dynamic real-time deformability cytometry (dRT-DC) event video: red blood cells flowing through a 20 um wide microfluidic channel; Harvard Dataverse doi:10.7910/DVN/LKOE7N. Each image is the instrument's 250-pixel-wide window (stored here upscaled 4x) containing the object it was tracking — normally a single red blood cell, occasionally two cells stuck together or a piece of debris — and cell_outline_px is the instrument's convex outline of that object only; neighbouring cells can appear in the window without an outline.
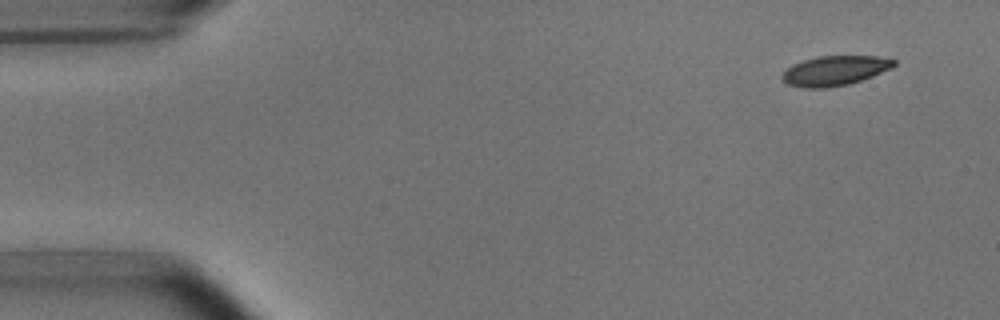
{"species": "common noctule bat (a hibernating species)", "species_latin": "Nyctalus noctula", "temperature_condition": "room temperature", "stored_images_in_passage": 4, "camera_frame_rate_fps": 3000, "um_per_image_px": 0.085, "animal": {"sex": "male", "body_mass_g": 15.6}, "frame": {"image": 1, "passage_image": 1, "time_ms": 0.0, "image_size_px": [1000, 320], "cell_outline_px": [[896, 64], [892, 68], [872, 76], [848, 84], [824, 88], [804, 88], [788, 84], [780, 76], [792, 64], [816, 56], [876, 56], [896, 60]], "centroid_in_image_um": [70.96, 6.0], "position_along_channel_um": 14.0, "area_um2": 19.25}}
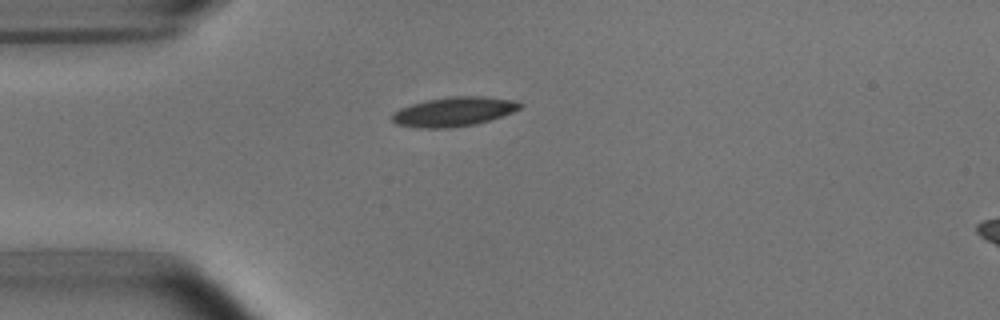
{"frame": {"image": 2, "passage_image": 4, "time_ms": 3.333, "image_size_px": [1000, 320], "cell_outline_px": [[524, 104], [520, 108], [512, 112], [476, 124], [452, 128], [416, 128], [396, 124], [392, 120], [392, 112], [400, 108], [412, 104], [428, 100], [452, 96], [484, 96], [520, 100]], "centroid_in_image_um": [38.59, 9.49], "position_along_channel_um": 46.4, "area_um2": 22.02}}